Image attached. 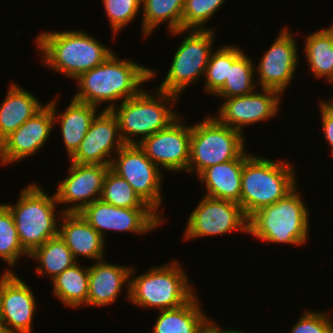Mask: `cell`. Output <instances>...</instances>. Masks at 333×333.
Returning <instances> with one entry per match:
<instances>
[{
  "label": "cell",
  "instance_id": "cell-1",
  "mask_svg": "<svg viewBox=\"0 0 333 333\" xmlns=\"http://www.w3.org/2000/svg\"><path fill=\"white\" fill-rule=\"evenodd\" d=\"M118 58L113 53L99 66L80 74L75 79L79 91L73 98L96 107L106 102L103 110L111 111L119 100L134 97L156 76L153 68Z\"/></svg>",
  "mask_w": 333,
  "mask_h": 333
},
{
  "label": "cell",
  "instance_id": "cell-2",
  "mask_svg": "<svg viewBox=\"0 0 333 333\" xmlns=\"http://www.w3.org/2000/svg\"><path fill=\"white\" fill-rule=\"evenodd\" d=\"M35 37L45 67L75 79L102 64L113 50L82 30L48 31Z\"/></svg>",
  "mask_w": 333,
  "mask_h": 333
},
{
  "label": "cell",
  "instance_id": "cell-3",
  "mask_svg": "<svg viewBox=\"0 0 333 333\" xmlns=\"http://www.w3.org/2000/svg\"><path fill=\"white\" fill-rule=\"evenodd\" d=\"M296 186L272 205L260 208L248 219V234L262 242L304 245L308 241L309 208Z\"/></svg>",
  "mask_w": 333,
  "mask_h": 333
},
{
  "label": "cell",
  "instance_id": "cell-4",
  "mask_svg": "<svg viewBox=\"0 0 333 333\" xmlns=\"http://www.w3.org/2000/svg\"><path fill=\"white\" fill-rule=\"evenodd\" d=\"M285 161L251 154L244 162L239 204L248 218L260 208L276 203L298 185L296 170L292 163Z\"/></svg>",
  "mask_w": 333,
  "mask_h": 333
},
{
  "label": "cell",
  "instance_id": "cell-5",
  "mask_svg": "<svg viewBox=\"0 0 333 333\" xmlns=\"http://www.w3.org/2000/svg\"><path fill=\"white\" fill-rule=\"evenodd\" d=\"M130 271L129 302L139 308L175 309L187 303L196 293L188 274L177 260L151 267L135 275ZM133 276V277H132Z\"/></svg>",
  "mask_w": 333,
  "mask_h": 333
},
{
  "label": "cell",
  "instance_id": "cell-6",
  "mask_svg": "<svg viewBox=\"0 0 333 333\" xmlns=\"http://www.w3.org/2000/svg\"><path fill=\"white\" fill-rule=\"evenodd\" d=\"M155 91L151 93L142 89L111 110L117 117L119 133L125 144H138L144 138L167 128L180 116L171 108L176 106L179 96L157 87Z\"/></svg>",
  "mask_w": 333,
  "mask_h": 333
},
{
  "label": "cell",
  "instance_id": "cell-7",
  "mask_svg": "<svg viewBox=\"0 0 333 333\" xmlns=\"http://www.w3.org/2000/svg\"><path fill=\"white\" fill-rule=\"evenodd\" d=\"M37 183H29L19 193L16 204H5L11 211L19 240L23 249L30 254L47 240L58 236L62 211L53 193L44 192Z\"/></svg>",
  "mask_w": 333,
  "mask_h": 333
},
{
  "label": "cell",
  "instance_id": "cell-8",
  "mask_svg": "<svg viewBox=\"0 0 333 333\" xmlns=\"http://www.w3.org/2000/svg\"><path fill=\"white\" fill-rule=\"evenodd\" d=\"M188 174L198 176L206 168L238 158L245 149V135L205 115L191 124Z\"/></svg>",
  "mask_w": 333,
  "mask_h": 333
},
{
  "label": "cell",
  "instance_id": "cell-9",
  "mask_svg": "<svg viewBox=\"0 0 333 333\" xmlns=\"http://www.w3.org/2000/svg\"><path fill=\"white\" fill-rule=\"evenodd\" d=\"M190 33L183 38L181 44L173 54L171 66L162 83L157 86L159 90L180 97L190 84L199 81L204 76L211 52L215 31L206 30H178L169 32L173 36L177 34Z\"/></svg>",
  "mask_w": 333,
  "mask_h": 333
},
{
  "label": "cell",
  "instance_id": "cell-10",
  "mask_svg": "<svg viewBox=\"0 0 333 333\" xmlns=\"http://www.w3.org/2000/svg\"><path fill=\"white\" fill-rule=\"evenodd\" d=\"M110 169L125 179L139 197L160 217L162 205V177L159 169L138 146L125 144L113 157ZM163 174V175H162Z\"/></svg>",
  "mask_w": 333,
  "mask_h": 333
},
{
  "label": "cell",
  "instance_id": "cell-11",
  "mask_svg": "<svg viewBox=\"0 0 333 333\" xmlns=\"http://www.w3.org/2000/svg\"><path fill=\"white\" fill-rule=\"evenodd\" d=\"M248 217L238 203L207 196L190 213L182 240L229 234L248 233Z\"/></svg>",
  "mask_w": 333,
  "mask_h": 333
},
{
  "label": "cell",
  "instance_id": "cell-12",
  "mask_svg": "<svg viewBox=\"0 0 333 333\" xmlns=\"http://www.w3.org/2000/svg\"><path fill=\"white\" fill-rule=\"evenodd\" d=\"M80 214L104 240L107 230L144 235L164 222L151 208H121L101 199L86 206Z\"/></svg>",
  "mask_w": 333,
  "mask_h": 333
},
{
  "label": "cell",
  "instance_id": "cell-13",
  "mask_svg": "<svg viewBox=\"0 0 333 333\" xmlns=\"http://www.w3.org/2000/svg\"><path fill=\"white\" fill-rule=\"evenodd\" d=\"M293 34L289 28L281 29L273 44L254 65L257 86L259 82L261 88L284 94L287 86L291 85L299 63L298 45Z\"/></svg>",
  "mask_w": 333,
  "mask_h": 333
},
{
  "label": "cell",
  "instance_id": "cell-14",
  "mask_svg": "<svg viewBox=\"0 0 333 333\" xmlns=\"http://www.w3.org/2000/svg\"><path fill=\"white\" fill-rule=\"evenodd\" d=\"M180 116L167 128L144 138L138 146L159 168L166 171L187 172L189 165L191 125L186 126Z\"/></svg>",
  "mask_w": 333,
  "mask_h": 333
},
{
  "label": "cell",
  "instance_id": "cell-15",
  "mask_svg": "<svg viewBox=\"0 0 333 333\" xmlns=\"http://www.w3.org/2000/svg\"><path fill=\"white\" fill-rule=\"evenodd\" d=\"M281 95L278 91L261 88L260 92L225 98L214 117L244 134L246 127L276 117L282 105Z\"/></svg>",
  "mask_w": 333,
  "mask_h": 333
},
{
  "label": "cell",
  "instance_id": "cell-16",
  "mask_svg": "<svg viewBox=\"0 0 333 333\" xmlns=\"http://www.w3.org/2000/svg\"><path fill=\"white\" fill-rule=\"evenodd\" d=\"M30 288L16 273H1L0 324L5 333H32L37 301Z\"/></svg>",
  "mask_w": 333,
  "mask_h": 333
},
{
  "label": "cell",
  "instance_id": "cell-17",
  "mask_svg": "<svg viewBox=\"0 0 333 333\" xmlns=\"http://www.w3.org/2000/svg\"><path fill=\"white\" fill-rule=\"evenodd\" d=\"M109 169L110 166L105 165L70 162L67 178L58 183L55 192L59 205H70L61 209L62 213H80L86 206L99 200Z\"/></svg>",
  "mask_w": 333,
  "mask_h": 333
},
{
  "label": "cell",
  "instance_id": "cell-18",
  "mask_svg": "<svg viewBox=\"0 0 333 333\" xmlns=\"http://www.w3.org/2000/svg\"><path fill=\"white\" fill-rule=\"evenodd\" d=\"M124 145L117 117L112 111L102 110L92 120L79 148L69 158V162L110 166L113 157Z\"/></svg>",
  "mask_w": 333,
  "mask_h": 333
},
{
  "label": "cell",
  "instance_id": "cell-19",
  "mask_svg": "<svg viewBox=\"0 0 333 333\" xmlns=\"http://www.w3.org/2000/svg\"><path fill=\"white\" fill-rule=\"evenodd\" d=\"M53 126L52 109L46 103L0 143V163L15 164L37 154L49 139Z\"/></svg>",
  "mask_w": 333,
  "mask_h": 333
},
{
  "label": "cell",
  "instance_id": "cell-20",
  "mask_svg": "<svg viewBox=\"0 0 333 333\" xmlns=\"http://www.w3.org/2000/svg\"><path fill=\"white\" fill-rule=\"evenodd\" d=\"M129 265L108 263L104 259L89 265L88 306L105 307L116 303L123 286L129 300L130 271ZM126 285V286H125Z\"/></svg>",
  "mask_w": 333,
  "mask_h": 333
},
{
  "label": "cell",
  "instance_id": "cell-21",
  "mask_svg": "<svg viewBox=\"0 0 333 333\" xmlns=\"http://www.w3.org/2000/svg\"><path fill=\"white\" fill-rule=\"evenodd\" d=\"M58 235L71 250L74 259L78 256L94 261L104 259V238L82 217L80 213H62Z\"/></svg>",
  "mask_w": 333,
  "mask_h": 333
},
{
  "label": "cell",
  "instance_id": "cell-22",
  "mask_svg": "<svg viewBox=\"0 0 333 333\" xmlns=\"http://www.w3.org/2000/svg\"><path fill=\"white\" fill-rule=\"evenodd\" d=\"M245 151L235 160L216 164L203 170L197 177L200 184H204V196L240 202L241 180L244 162L250 157Z\"/></svg>",
  "mask_w": 333,
  "mask_h": 333
},
{
  "label": "cell",
  "instance_id": "cell-23",
  "mask_svg": "<svg viewBox=\"0 0 333 333\" xmlns=\"http://www.w3.org/2000/svg\"><path fill=\"white\" fill-rule=\"evenodd\" d=\"M56 101L58 102L57 97L49 101L48 104L52 109L54 126L55 123H60L61 137L64 141L67 156L70 158L79 148L99 110L96 106L72 98L68 107L60 114L57 111L58 105Z\"/></svg>",
  "mask_w": 333,
  "mask_h": 333
},
{
  "label": "cell",
  "instance_id": "cell-24",
  "mask_svg": "<svg viewBox=\"0 0 333 333\" xmlns=\"http://www.w3.org/2000/svg\"><path fill=\"white\" fill-rule=\"evenodd\" d=\"M0 106V143L37 113L44 104L12 81Z\"/></svg>",
  "mask_w": 333,
  "mask_h": 333
},
{
  "label": "cell",
  "instance_id": "cell-25",
  "mask_svg": "<svg viewBox=\"0 0 333 333\" xmlns=\"http://www.w3.org/2000/svg\"><path fill=\"white\" fill-rule=\"evenodd\" d=\"M195 294L184 305L159 311L151 333H200L208 324V317Z\"/></svg>",
  "mask_w": 333,
  "mask_h": 333
},
{
  "label": "cell",
  "instance_id": "cell-26",
  "mask_svg": "<svg viewBox=\"0 0 333 333\" xmlns=\"http://www.w3.org/2000/svg\"><path fill=\"white\" fill-rule=\"evenodd\" d=\"M76 262L51 280L53 295L66 307L73 309L87 306L89 292V266Z\"/></svg>",
  "mask_w": 333,
  "mask_h": 333
},
{
  "label": "cell",
  "instance_id": "cell-27",
  "mask_svg": "<svg viewBox=\"0 0 333 333\" xmlns=\"http://www.w3.org/2000/svg\"><path fill=\"white\" fill-rule=\"evenodd\" d=\"M185 0H142L141 29L143 38L166 22L169 32L182 30V13ZM155 29V30H154Z\"/></svg>",
  "mask_w": 333,
  "mask_h": 333
},
{
  "label": "cell",
  "instance_id": "cell-28",
  "mask_svg": "<svg viewBox=\"0 0 333 333\" xmlns=\"http://www.w3.org/2000/svg\"><path fill=\"white\" fill-rule=\"evenodd\" d=\"M29 257L40 263L35 272L41 276L48 275L51 280L78 262L59 235L34 249Z\"/></svg>",
  "mask_w": 333,
  "mask_h": 333
},
{
  "label": "cell",
  "instance_id": "cell-29",
  "mask_svg": "<svg viewBox=\"0 0 333 333\" xmlns=\"http://www.w3.org/2000/svg\"><path fill=\"white\" fill-rule=\"evenodd\" d=\"M304 53L309 69L314 78H325L327 81L333 76V36L326 29L309 33L304 41Z\"/></svg>",
  "mask_w": 333,
  "mask_h": 333
},
{
  "label": "cell",
  "instance_id": "cell-30",
  "mask_svg": "<svg viewBox=\"0 0 333 333\" xmlns=\"http://www.w3.org/2000/svg\"><path fill=\"white\" fill-rule=\"evenodd\" d=\"M253 62L251 57L243 52L232 65H229L228 78H226L224 86L214 96L225 99L256 91L255 63Z\"/></svg>",
  "mask_w": 333,
  "mask_h": 333
},
{
  "label": "cell",
  "instance_id": "cell-31",
  "mask_svg": "<svg viewBox=\"0 0 333 333\" xmlns=\"http://www.w3.org/2000/svg\"><path fill=\"white\" fill-rule=\"evenodd\" d=\"M243 52L238 46L231 44L223 45L211 52L204 78H201L205 80L204 92L213 96L224 86L228 78L229 65H232Z\"/></svg>",
  "mask_w": 333,
  "mask_h": 333
},
{
  "label": "cell",
  "instance_id": "cell-32",
  "mask_svg": "<svg viewBox=\"0 0 333 333\" xmlns=\"http://www.w3.org/2000/svg\"><path fill=\"white\" fill-rule=\"evenodd\" d=\"M29 254L21 246L13 215L5 203H0V258L7 263L5 271L14 272L22 257Z\"/></svg>",
  "mask_w": 333,
  "mask_h": 333
},
{
  "label": "cell",
  "instance_id": "cell-33",
  "mask_svg": "<svg viewBox=\"0 0 333 333\" xmlns=\"http://www.w3.org/2000/svg\"><path fill=\"white\" fill-rule=\"evenodd\" d=\"M100 199L121 208H150L131 185L111 169L105 176Z\"/></svg>",
  "mask_w": 333,
  "mask_h": 333
},
{
  "label": "cell",
  "instance_id": "cell-34",
  "mask_svg": "<svg viewBox=\"0 0 333 333\" xmlns=\"http://www.w3.org/2000/svg\"><path fill=\"white\" fill-rule=\"evenodd\" d=\"M225 0H185L182 13V30L215 29L206 26Z\"/></svg>",
  "mask_w": 333,
  "mask_h": 333
},
{
  "label": "cell",
  "instance_id": "cell-35",
  "mask_svg": "<svg viewBox=\"0 0 333 333\" xmlns=\"http://www.w3.org/2000/svg\"><path fill=\"white\" fill-rule=\"evenodd\" d=\"M103 7L113 32V40L141 11L142 0H103Z\"/></svg>",
  "mask_w": 333,
  "mask_h": 333
},
{
  "label": "cell",
  "instance_id": "cell-36",
  "mask_svg": "<svg viewBox=\"0 0 333 333\" xmlns=\"http://www.w3.org/2000/svg\"><path fill=\"white\" fill-rule=\"evenodd\" d=\"M290 333H333V319L325 311H303ZM332 319V320H331Z\"/></svg>",
  "mask_w": 333,
  "mask_h": 333
},
{
  "label": "cell",
  "instance_id": "cell-37",
  "mask_svg": "<svg viewBox=\"0 0 333 333\" xmlns=\"http://www.w3.org/2000/svg\"><path fill=\"white\" fill-rule=\"evenodd\" d=\"M320 117L322 121V129L324 138L326 139L333 156V112L321 101H319Z\"/></svg>",
  "mask_w": 333,
  "mask_h": 333
},
{
  "label": "cell",
  "instance_id": "cell-38",
  "mask_svg": "<svg viewBox=\"0 0 333 333\" xmlns=\"http://www.w3.org/2000/svg\"><path fill=\"white\" fill-rule=\"evenodd\" d=\"M200 333H217V324L214 323L213 319H209L208 324Z\"/></svg>",
  "mask_w": 333,
  "mask_h": 333
},
{
  "label": "cell",
  "instance_id": "cell-39",
  "mask_svg": "<svg viewBox=\"0 0 333 333\" xmlns=\"http://www.w3.org/2000/svg\"><path fill=\"white\" fill-rule=\"evenodd\" d=\"M217 333H245L242 330L239 329H223L219 327V324H217Z\"/></svg>",
  "mask_w": 333,
  "mask_h": 333
},
{
  "label": "cell",
  "instance_id": "cell-40",
  "mask_svg": "<svg viewBox=\"0 0 333 333\" xmlns=\"http://www.w3.org/2000/svg\"><path fill=\"white\" fill-rule=\"evenodd\" d=\"M322 102L333 112V99H330V100H328L326 102L324 100Z\"/></svg>",
  "mask_w": 333,
  "mask_h": 333
},
{
  "label": "cell",
  "instance_id": "cell-41",
  "mask_svg": "<svg viewBox=\"0 0 333 333\" xmlns=\"http://www.w3.org/2000/svg\"><path fill=\"white\" fill-rule=\"evenodd\" d=\"M327 30L332 34L333 36V23L329 26V28L327 27Z\"/></svg>",
  "mask_w": 333,
  "mask_h": 333
},
{
  "label": "cell",
  "instance_id": "cell-42",
  "mask_svg": "<svg viewBox=\"0 0 333 333\" xmlns=\"http://www.w3.org/2000/svg\"><path fill=\"white\" fill-rule=\"evenodd\" d=\"M327 82H330V83H332V85H333V76L327 81ZM330 99H333V96L332 97H329Z\"/></svg>",
  "mask_w": 333,
  "mask_h": 333
},
{
  "label": "cell",
  "instance_id": "cell-43",
  "mask_svg": "<svg viewBox=\"0 0 333 333\" xmlns=\"http://www.w3.org/2000/svg\"><path fill=\"white\" fill-rule=\"evenodd\" d=\"M0 333H5L4 329H3V326L1 324H0Z\"/></svg>",
  "mask_w": 333,
  "mask_h": 333
}]
</instances>
